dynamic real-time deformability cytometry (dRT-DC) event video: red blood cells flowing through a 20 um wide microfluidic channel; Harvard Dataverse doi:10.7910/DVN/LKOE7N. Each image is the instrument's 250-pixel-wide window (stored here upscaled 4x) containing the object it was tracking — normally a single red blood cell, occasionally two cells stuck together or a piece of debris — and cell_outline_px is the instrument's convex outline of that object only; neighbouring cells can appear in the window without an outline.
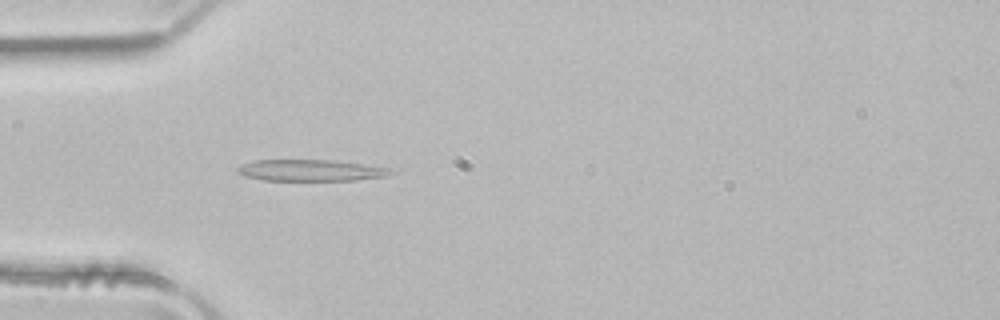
{"species": "common noctule bat (a hibernating species)", "species_latin": "Nyctalus noctula", "temperature_condition": "room temperature", "stored_images_in_passage": 49, "camera_frame_rate_fps": 3000, "um_per_image_px": 0.085, "animal": {"sex": "male", "body_mass_g": 21.5, "forearm_length_mm": 52.0}, "frame": {"image": 1, "passage_image": 14, "time_ms": 4.333, "image_size_px": [1000, 320], "cell_outline_px": [[392, 172], [388, 176], [356, 180], [264, 180], [244, 176], [236, 172], [236, 168], [240, 164], [252, 160], [332, 160], [388, 168]], "centroid_in_image_um": [26.31, 14.48], "position_along_channel_um": 58.7, "area_um2": 19.02}}
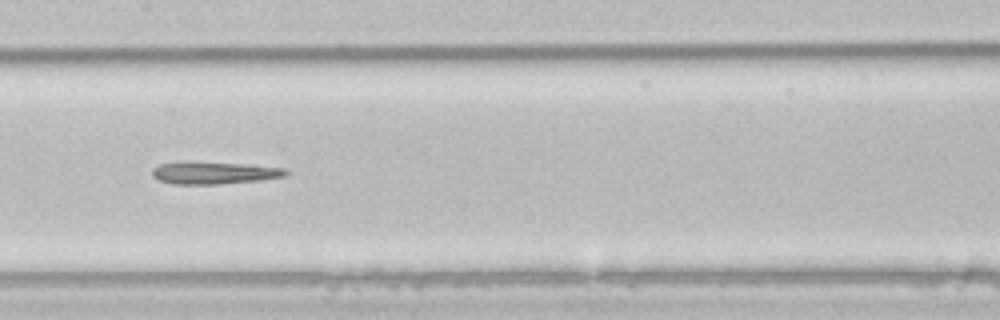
{"frame": {"image": 2, "passage_image": 24, "time_ms": 7.667, "image_size_px": [1000, 320], "cell_outline_px": [[288, 172], [284, 176], [260, 180], [216, 184], [176, 184], [160, 180], [152, 176], [152, 168], [160, 164], [188, 160], [248, 164], [284, 168]], "centroid_in_image_um": [18.15, 14.66], "position_along_channel_um": 189.3, "area_um2": 17.57}}
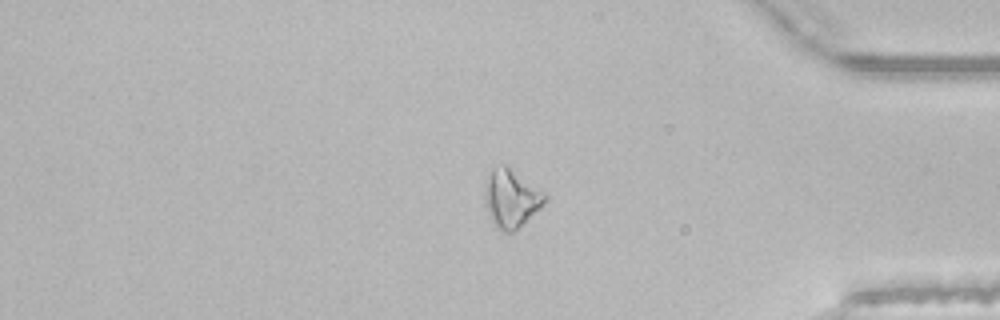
{"frame": {"image": 3, "passage_image": 41, "time_ms": 13.333, "image_size_px": [1000, 320], "cell_outline_px": [[548, 196], [544, 204], [540, 208], [512, 232], [504, 232], [496, 228], [488, 212], [484, 196], [488, 172], [496, 164], [504, 164], [548, 192]], "centroid_in_image_um": [43.47, 16.81], "position_along_channel_um": 391.7, "area_um2": 20.46}}